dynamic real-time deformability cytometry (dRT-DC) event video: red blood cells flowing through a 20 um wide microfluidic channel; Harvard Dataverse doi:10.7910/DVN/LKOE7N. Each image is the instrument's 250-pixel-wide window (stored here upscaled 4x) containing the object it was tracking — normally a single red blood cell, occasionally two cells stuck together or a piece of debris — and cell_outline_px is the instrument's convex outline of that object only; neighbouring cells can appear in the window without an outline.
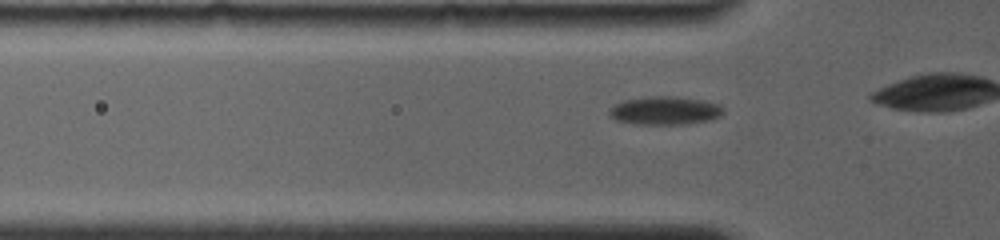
{"species": "common noctule bat (a hibernating species)", "species_latin": "Nyctalus noctula", "temperature_condition": "room temperature", "stored_images_in_passage": 17, "camera_frame_rate_fps": 4000, "um_per_image_px": 0.085, "animal": {"sex": "female", "body_mass_g": 19.0, "forearm_length_mm": 56.7}, "frame": {"image": 1, "passage_image": 6, "time_ms": 0.75, "image_size_px": [1000, 240], "cell_outline_px": [[724, 112], [720, 116], [712, 120], [688, 124], [636, 124], [616, 120], [608, 116], [608, 112], [616, 104], [624, 100], [652, 96], [676, 96], [700, 100], [720, 104], [724, 108]], "centroid_in_image_um": [56.55, 9.41], "position_along_channel_um": 69.2, "area_um2": 18.9}}
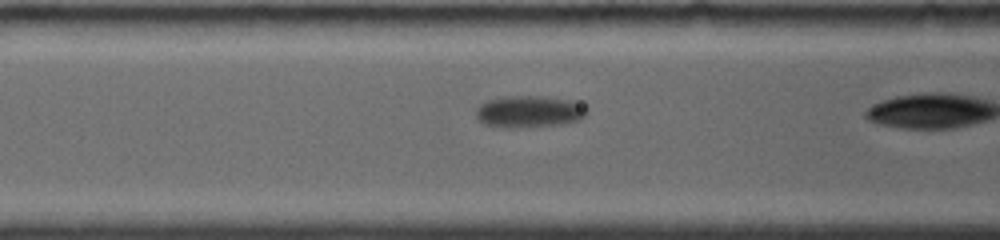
{"frame": {"image": 2, "passage_image": 15, "time_ms": 2.25, "image_size_px": [1000, 240], "cell_outline_px": [[588, 112], [580, 120], [564, 124], [512, 128], [508, 128], [484, 124], [476, 116], [476, 108], [480, 104], [488, 100], [500, 96], [544, 96], [572, 100], [588, 108]], "centroid_in_image_um": [44.99, 9.48], "position_along_channel_um": 121.6, "area_um2": 20.81}}